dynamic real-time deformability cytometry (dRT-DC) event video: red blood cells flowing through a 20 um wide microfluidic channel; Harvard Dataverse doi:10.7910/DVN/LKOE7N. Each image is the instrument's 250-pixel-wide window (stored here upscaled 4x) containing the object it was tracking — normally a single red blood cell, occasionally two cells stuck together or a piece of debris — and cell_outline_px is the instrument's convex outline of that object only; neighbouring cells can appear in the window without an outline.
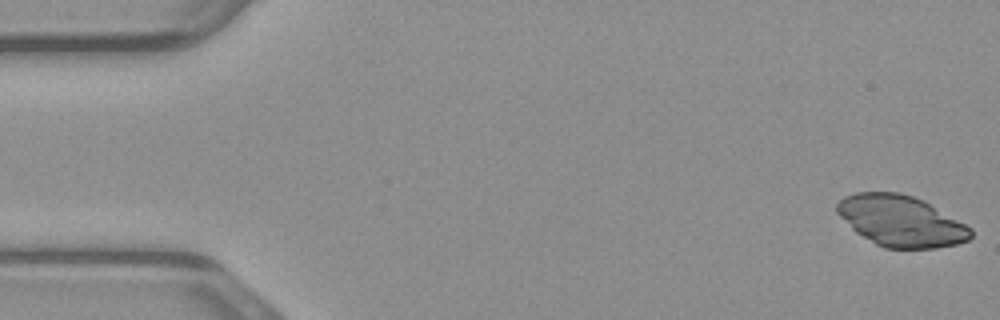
{"species": "common noctule bat (a hibernating species)", "species_latin": "Nyctalus noctula", "temperature_condition": "warm", "stored_images_in_passage": 6, "camera_frame_rate_fps": 3000, "um_per_image_px": 0.085, "animal": {"sex": "male", "body_mass_g": 23.1, "forearm_length_mm": 52.7}, "frame": {"image": 1, "passage_image": 1, "time_ms": 0.0, "image_size_px": [1000, 320], "cell_outline_px": [[968, 236], [964, 240], [948, 244], [920, 248], [896, 248], [884, 244], [880, 240], [936, 220], [944, 220], [960, 224], [968, 228]], "centroid_in_image_um": [78.94, 20.02], "position_along_channel_um": 6.1, "area_um2": 11.44}}